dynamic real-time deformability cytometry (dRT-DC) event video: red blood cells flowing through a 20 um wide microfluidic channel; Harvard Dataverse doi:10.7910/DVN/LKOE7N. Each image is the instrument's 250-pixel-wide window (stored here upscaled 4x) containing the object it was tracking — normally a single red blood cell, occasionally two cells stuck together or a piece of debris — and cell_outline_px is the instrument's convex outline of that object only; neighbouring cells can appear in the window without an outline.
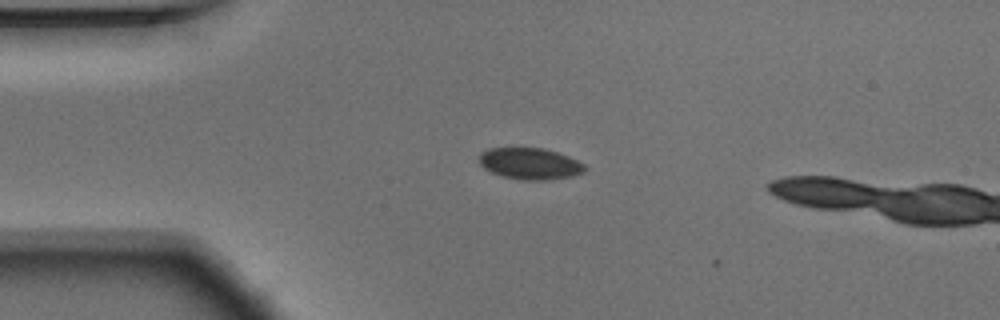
{"species": "Egyptian fruit bat (a non-hibernating species)", "species_latin": "Rousettus aegyptiacus", "temperature_condition": "warm", "stored_images_in_passage": 5, "camera_frame_rate_fps": 3000, "um_per_image_px": 0.085, "animal": {"sex": "male"}, "frame": {"image": 1, "passage_image": 2, "time_ms": 0.333, "image_size_px": [1000, 320], "cell_outline_px": [[588, 168], [584, 172], [572, 176], [548, 180], [524, 180], [504, 176], [492, 172], [484, 168], [480, 164], [480, 152], [488, 148], [544, 148], [568, 156], [584, 164]], "centroid_in_image_um": [45.07, 13.91], "position_along_channel_um": 39.9, "area_um2": 19.31}}